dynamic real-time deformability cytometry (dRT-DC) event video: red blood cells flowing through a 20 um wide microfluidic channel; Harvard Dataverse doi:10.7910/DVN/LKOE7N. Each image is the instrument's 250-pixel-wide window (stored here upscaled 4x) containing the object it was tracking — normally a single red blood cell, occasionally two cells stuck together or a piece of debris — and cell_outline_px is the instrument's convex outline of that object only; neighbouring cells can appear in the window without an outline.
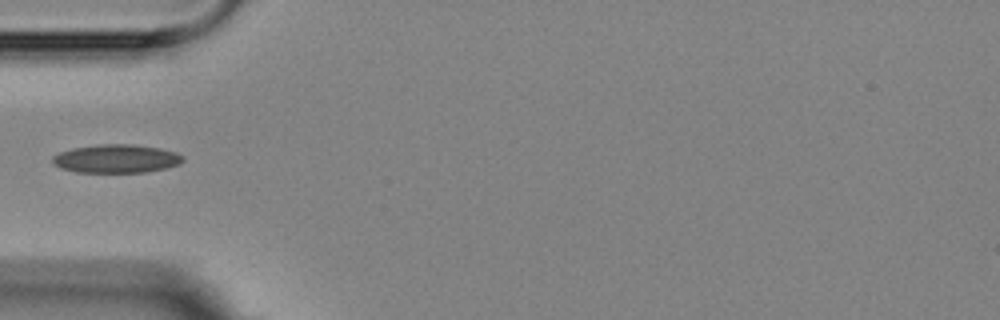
{"species": "Egyptian fruit bat (a non-hibernating species)", "species_latin": "Rousettus aegyptiacus", "temperature_condition": "room temperature", "stored_images_in_passage": 2, "camera_frame_rate_fps": 3000, "um_per_image_px": 0.085, "animal": {"sex": "female"}, "frame": {"image": 1, "passage_image": 1, "time_ms": 0.0, "image_size_px": [1000, 320], "cell_outline_px": [[184, 160], [180, 164], [164, 168], [144, 172], [76, 172], [60, 168], [52, 164], [52, 156], [60, 152], [72, 148], [100, 144], [132, 144], [160, 148], [176, 152], [184, 156]], "centroid_in_image_um": [9.87, 13.48], "position_along_channel_um": 75.1, "area_um2": 21.68}}
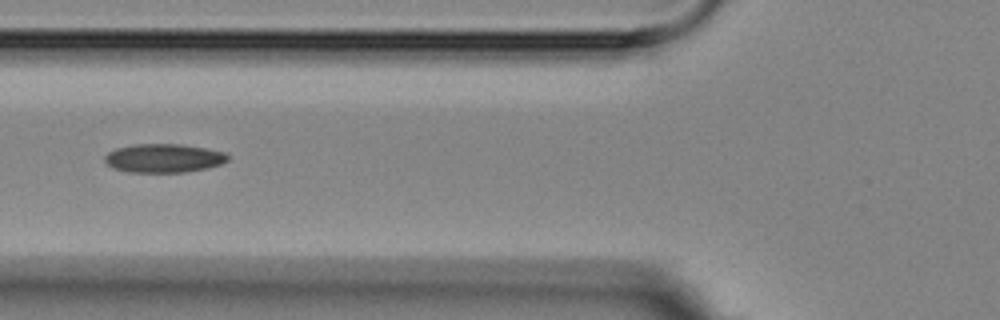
{"frame": {"image": 2, "passage_image": 2, "time_ms": 1.0, "image_size_px": [1000, 320], "cell_outline_px": [[228, 160], [220, 164], [208, 168], [184, 172], [128, 172], [112, 168], [104, 160], [104, 156], [108, 152], [116, 148], [136, 144], [180, 144], [204, 148], [224, 152], [228, 156]], "centroid_in_image_um": [13.89, 13.45], "position_along_channel_um": 111.9, "area_um2": 20.52}}